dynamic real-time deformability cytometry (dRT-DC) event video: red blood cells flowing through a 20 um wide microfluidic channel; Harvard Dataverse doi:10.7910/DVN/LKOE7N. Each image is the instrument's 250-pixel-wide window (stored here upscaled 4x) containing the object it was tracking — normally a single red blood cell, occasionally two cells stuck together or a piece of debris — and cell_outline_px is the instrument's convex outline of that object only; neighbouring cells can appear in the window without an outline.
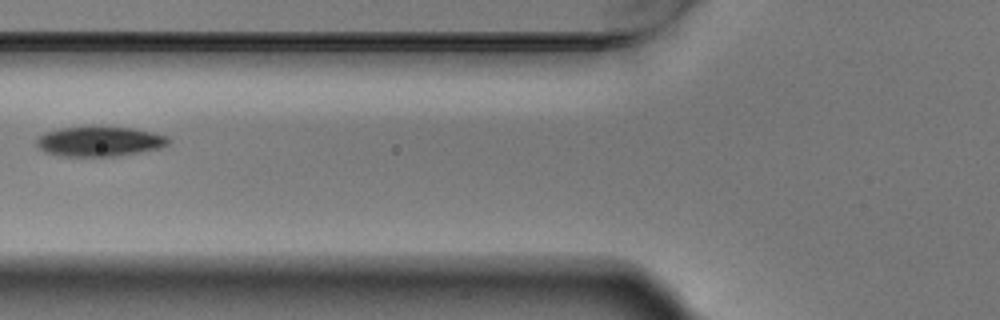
{"species": "Egyptian fruit bat (a non-hibernating species)", "species_latin": "Rousettus aegyptiacus", "temperature_condition": "warm", "stored_images_in_passage": 4, "camera_frame_rate_fps": 3000, "um_per_image_px": 0.085, "animal": {"sex": "male"}, "frame": {"image": 1, "passage_image": 4, "time_ms": 1.0, "image_size_px": [1000, 320], "cell_outline_px": [[172, 140], [168, 144], [160, 148], [140, 152], [116, 156], [64, 156], [48, 152], [40, 148], [36, 144], [36, 140], [44, 132], [56, 128], [84, 124], [96, 124], [132, 128], [152, 132], [168, 136]], "centroid_in_image_um": [8.46, 11.96], "position_along_channel_um": 117.3, "area_um2": 23.81}}